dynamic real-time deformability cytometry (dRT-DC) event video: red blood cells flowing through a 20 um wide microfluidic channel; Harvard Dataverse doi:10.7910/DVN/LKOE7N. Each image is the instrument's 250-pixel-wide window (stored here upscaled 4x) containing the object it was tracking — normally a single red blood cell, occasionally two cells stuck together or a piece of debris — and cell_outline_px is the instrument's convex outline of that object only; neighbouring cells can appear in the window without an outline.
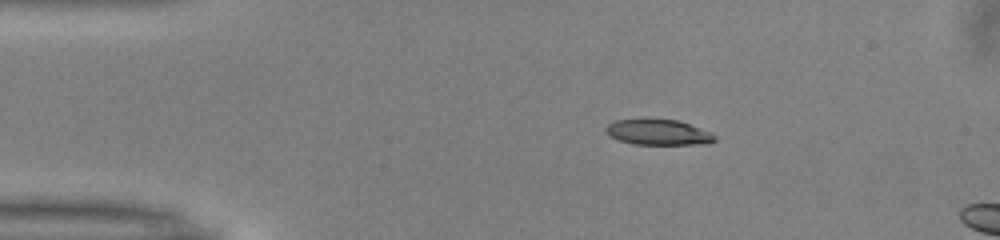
{"species": "common noctule bat (a hibernating species)", "species_latin": "Nyctalus noctula", "temperature_condition": "warm", "stored_images_in_passage": 5, "camera_frame_rate_fps": 3000, "um_per_image_px": 0.085, "animal": {"sex": "male", "body_mass_g": 13.0, "forearm_length_mm": 53.1}, "frame": {"image": 1, "passage_image": 1, "time_ms": 0.0, "image_size_px": [1000, 240], "cell_outline_px": [[716, 140], [708, 144], [632, 144], [608, 136], [604, 132], [604, 128], [608, 124], [616, 120], [680, 120], [712, 132], [716, 136]], "centroid_in_image_um": [55.97, 11.25], "position_along_channel_um": 29.0, "area_um2": 16.24}}